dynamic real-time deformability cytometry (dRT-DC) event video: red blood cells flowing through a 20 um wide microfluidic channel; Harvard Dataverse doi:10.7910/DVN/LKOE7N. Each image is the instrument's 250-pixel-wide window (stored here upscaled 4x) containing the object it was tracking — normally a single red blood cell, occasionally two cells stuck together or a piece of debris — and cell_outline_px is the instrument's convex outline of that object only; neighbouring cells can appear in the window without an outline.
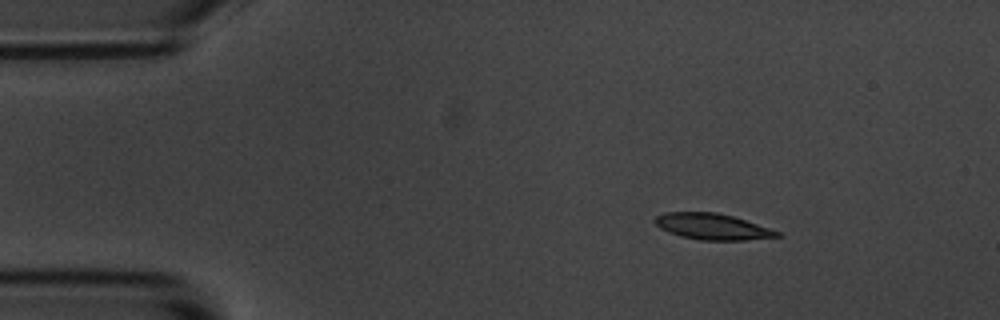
{"species": "common noctule bat (a hibernating species)", "species_latin": "Nyctalus noctula", "temperature_condition": "room temperature", "stored_images_in_passage": 3, "camera_frame_rate_fps": 3000, "um_per_image_px": 0.085, "animal": {"sex": "male", "body_mass_g": 20.1, "forearm_length_mm": 53.5}, "frame": {"image": 1, "passage_image": 1, "time_ms": 0.0, "image_size_px": [1000, 320], "cell_outline_px": [[784, 236], [744, 240], [700, 240], [680, 236], [668, 232], [660, 228], [652, 220], [656, 216], [664, 212], [716, 212], [732, 216], [780, 232]], "centroid_in_image_um": [60.51, 19.26], "position_along_channel_um": 24.5, "area_um2": 18.5}}